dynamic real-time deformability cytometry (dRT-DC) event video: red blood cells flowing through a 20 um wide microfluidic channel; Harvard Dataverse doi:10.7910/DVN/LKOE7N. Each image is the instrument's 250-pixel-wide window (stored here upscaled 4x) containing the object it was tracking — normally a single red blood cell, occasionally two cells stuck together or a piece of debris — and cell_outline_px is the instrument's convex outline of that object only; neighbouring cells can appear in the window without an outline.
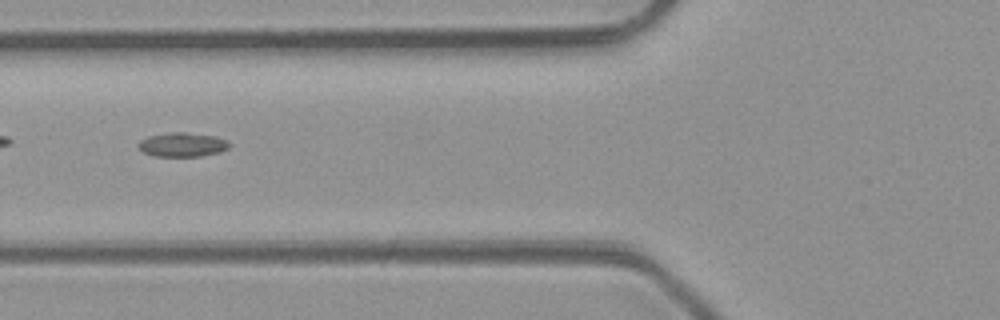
{"species": "common noctule bat (a hibernating species)", "species_latin": "Nyctalus noctula", "temperature_condition": "room temperature", "stored_images_in_passage": 6, "camera_frame_rate_fps": 3000, "um_per_image_px": 0.085, "animal": {"sex": "male", "body_mass_g": 23.1, "forearm_length_mm": 52.7}, "frame": {"image": 1, "passage_image": 5, "time_ms": 5.333, "image_size_px": [1000, 320], "cell_outline_px": [[232, 144], [228, 148], [220, 152], [200, 156], [152, 156], [144, 152], [136, 144], [140, 140], [148, 136], [172, 132], [188, 132], [216, 136]], "centroid_in_image_um": [15.5, 12.29], "position_along_channel_um": 110.3, "area_um2": 12.83}}
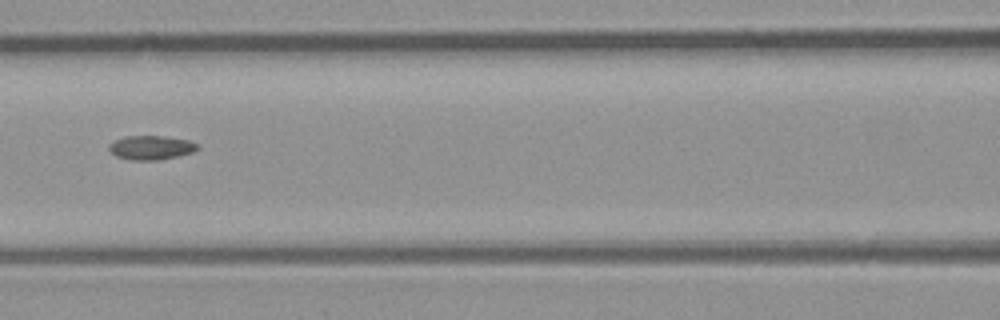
{"frame": {"image": 2, "passage_image": 6, "time_ms": 6.333, "image_size_px": [1000, 320], "cell_outline_px": [[200, 148], [192, 152], [176, 156], [156, 160], [132, 160], [116, 156], [108, 148], [108, 144], [112, 140], [124, 136], [160, 136], [188, 140], [200, 144]], "centroid_in_image_um": [12.82, 12.53], "position_along_channel_um": 153.8, "area_um2": 12.43}}